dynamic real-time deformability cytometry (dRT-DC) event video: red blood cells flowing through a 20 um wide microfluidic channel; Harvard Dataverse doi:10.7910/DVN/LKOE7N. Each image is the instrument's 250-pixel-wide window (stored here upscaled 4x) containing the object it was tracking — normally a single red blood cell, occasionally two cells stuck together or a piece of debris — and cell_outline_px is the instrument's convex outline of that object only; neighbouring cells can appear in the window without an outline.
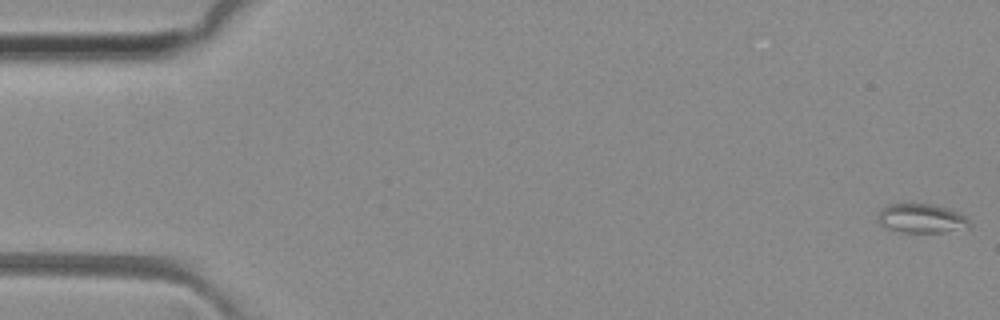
{"species": "common noctule bat (a hibernating species)", "species_latin": "Nyctalus noctula", "temperature_condition": "room temperature", "stored_images_in_passage": 51, "camera_frame_rate_fps": 3000, "um_per_image_px": 0.085, "animal": {"sex": "female", "body_mass_g": 29.2, "forearm_length_mm": 56.3}, "frame": {"image": 1, "passage_image": 1, "time_ms": 0.0, "image_size_px": [1000, 320], "cell_outline_px": [[972, 224], [968, 228], [944, 232], [900, 232], [888, 228], [880, 224], [876, 216], [888, 204], [932, 204], [952, 208], [964, 216]], "centroid_in_image_um": [78.36, 18.56], "position_along_channel_um": 6.6, "area_um2": 15.61}}
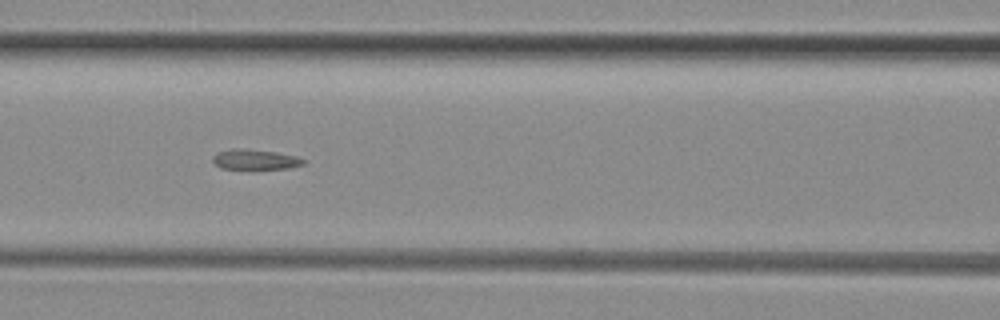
{"frame": {"image": 2, "passage_image": 22, "time_ms": 7.0, "image_size_px": [1000, 320], "cell_outline_px": [[308, 160], [304, 164], [288, 168], [256, 172], [252, 172], [220, 168], [212, 160], [212, 156], [216, 152], [232, 148], [248, 148], [276, 152], [296, 156]], "centroid_in_image_um": [21.67, 13.6], "position_along_channel_um": 144.9, "area_um2": 11.73}}
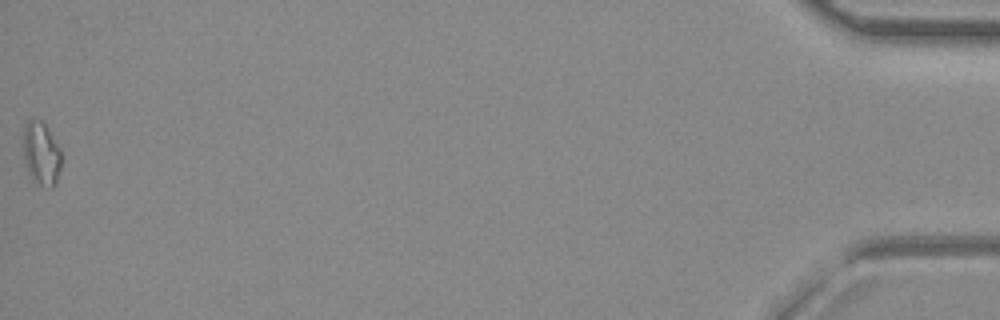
{"frame": {"image": 3, "passage_image": 51, "time_ms": 16.667, "image_size_px": [1000, 320], "cell_outline_px": [[60, 168], [56, 184], [52, 188], [48, 188], [32, 180], [28, 172], [24, 156], [24, 128], [28, 120], [32, 116], [40, 120], [44, 124], [60, 148]], "centroid_in_image_um": [3.51, 13.06], "position_along_channel_um": 431.7, "area_um2": 13.93}, "authors_computed_cell_mechanics": {"area_um2": 11.5022, "velocity_mm_per_s": 4.091, "shape_relaxation_time_tau1_ms": null, "shape_relaxation_time_tau2_ms": 3.4018, "deformation_change_tau1": null, "deformation_change_tau2": 0.126}}